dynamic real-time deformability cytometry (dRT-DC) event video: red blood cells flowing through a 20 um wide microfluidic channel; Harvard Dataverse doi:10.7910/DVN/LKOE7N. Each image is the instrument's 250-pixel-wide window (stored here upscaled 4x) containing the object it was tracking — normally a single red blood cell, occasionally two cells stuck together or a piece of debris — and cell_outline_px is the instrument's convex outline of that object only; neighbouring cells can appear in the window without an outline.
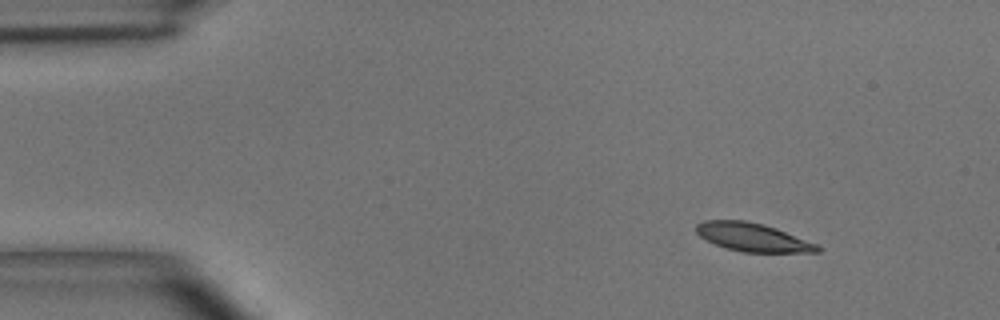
{"species": "common noctule bat (a hibernating species)", "species_latin": "Nyctalus noctula", "temperature_condition": "room temperature", "stored_images_in_passage": 44, "camera_frame_rate_fps": 3000, "um_per_image_px": 0.085, "animal": {"sex": "male", "body_mass_g": 15.6}, "frame": {"image": 1, "passage_image": 1, "time_ms": 0.0, "image_size_px": [1000, 320], "cell_outline_px": [[820, 252], [744, 252], [728, 248], [716, 244], [700, 236], [696, 232], [696, 224], [704, 220], [744, 220], [764, 224], [776, 228], [816, 244], [820, 248]], "centroid_in_image_um": [63.96, 20.15], "position_along_channel_um": 21.0, "area_um2": 19.71}}
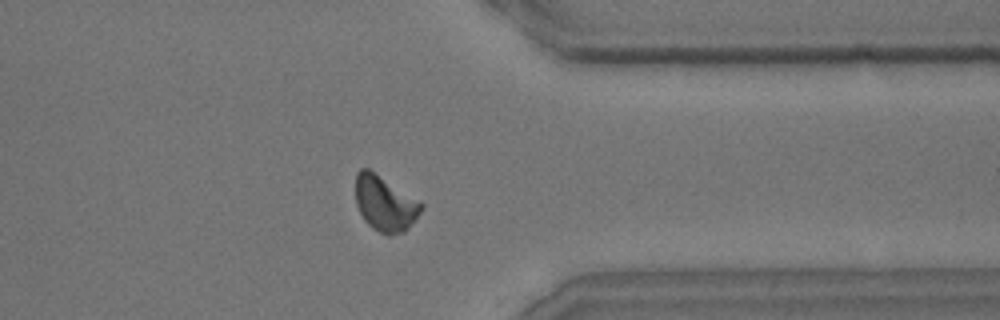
{"frame": {"image": 2, "passage_image": 34, "time_ms": 11.0, "image_size_px": [1000, 320], "cell_outline_px": [[424, 208], [408, 228], [404, 232], [388, 236], [372, 228], [364, 220], [356, 204], [356, 172], [360, 168], [368, 168], [424, 204]], "centroid_in_image_um": [32.71, 17.31], "position_along_channel_um": 378.7, "area_um2": 21.04}}
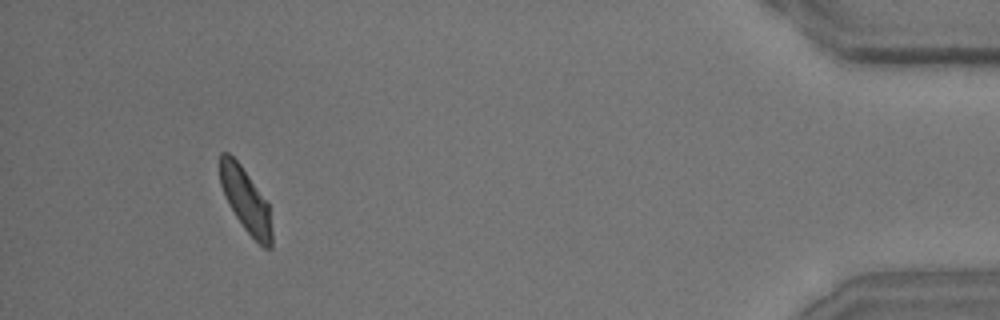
{"frame": {"image": 3, "passage_image": 41, "time_ms": 13.333, "image_size_px": [1000, 320], "cell_outline_px": [[272, 248], [264, 248], [244, 228], [228, 204], [224, 196], [220, 184], [220, 152], [228, 152], [240, 164], [268, 200], [272, 232]], "centroid_in_image_um": [20.9, 17.0], "position_along_channel_um": 414.3, "area_um2": 19.42}, "authors_computed_cell_mechanics": {"area_um2": 20.6346, "velocity_mm_per_s": 4.0449, "shape_relaxation_time_tau1_ms": 2.8386, "shape_relaxation_time_tau2_ms": 5.1837, "deformation_change_tau1": 0.1073, "deformation_change_tau2": 0.1213}}